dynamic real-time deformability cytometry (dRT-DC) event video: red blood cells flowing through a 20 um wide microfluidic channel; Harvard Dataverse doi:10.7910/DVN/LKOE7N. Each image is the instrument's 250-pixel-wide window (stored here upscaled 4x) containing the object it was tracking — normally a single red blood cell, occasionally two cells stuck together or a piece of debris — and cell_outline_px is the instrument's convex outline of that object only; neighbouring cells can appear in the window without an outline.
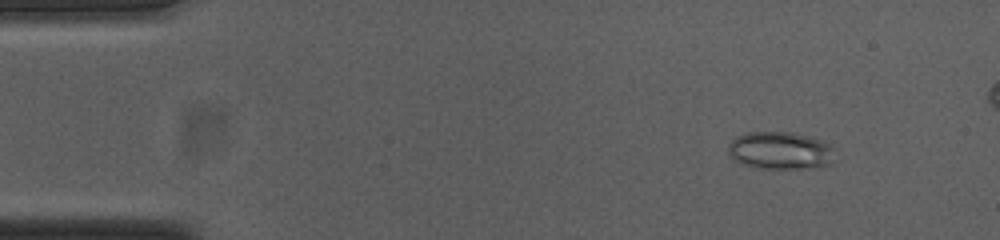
{"species": "common noctule bat (a hibernating species)", "species_latin": "Nyctalus noctula", "temperature_condition": "cold", "stored_images_in_passage": 22, "camera_frame_rate_fps": 3000, "um_per_image_px": 0.085, "animal": {"sex": "female", "body_mass_g": 23.0, "forearm_length_mm": 53.4}, "frame": {"image": 1, "passage_image": 4, "time_ms": 1.0, "image_size_px": [1000, 240], "cell_outline_px": [[836, 160], [828, 164], [800, 168], [756, 168], [744, 164], [736, 160], [728, 152], [728, 144], [736, 136], [748, 132], [792, 132], [824, 140], [832, 144]], "centroid_in_image_um": [66.35, 12.78], "position_along_channel_um": 18.6, "area_um2": 23.41}}
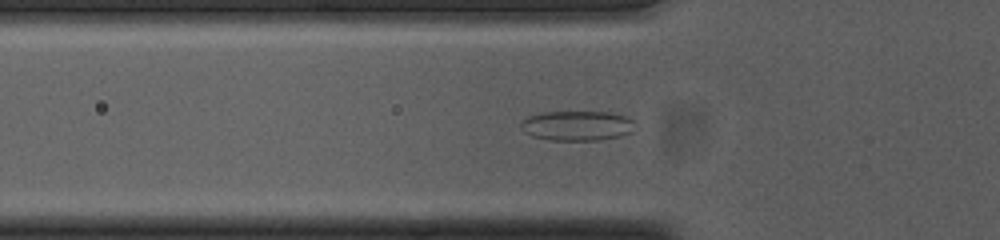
{"frame": {"image": 2, "passage_image": 16, "time_ms": 5.0, "image_size_px": [1000, 240], "cell_outline_px": [[636, 120], [632, 132], [620, 136], [596, 140], [548, 140], [532, 136], [524, 132], [520, 128], [520, 124], [528, 116], [540, 112], [608, 112], [628, 116]], "centroid_in_image_um": [49.07, 10.68], "position_along_channel_um": 76.7, "area_um2": 20.06}}
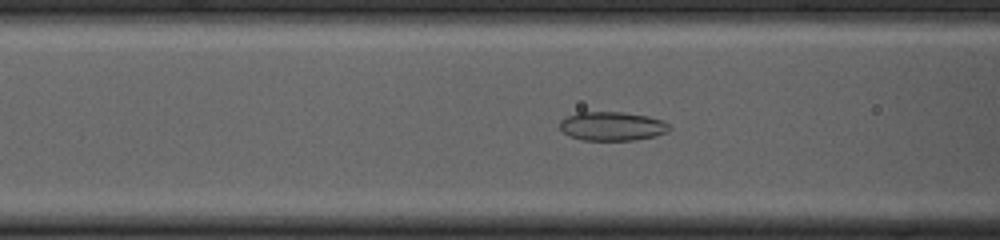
{"frame": {"image": 3, "passage_image": 19, "time_ms": 6.0, "image_size_px": [1000, 240], "cell_outline_px": [[672, 128], [668, 132], [656, 136], [636, 140], [584, 140], [568, 136], [560, 128], [560, 120], [576, 112], [624, 112], [648, 116], [664, 120]], "centroid_in_image_um": [52.06, 10.72], "position_along_channel_um": 114.5, "area_um2": 18.67}}